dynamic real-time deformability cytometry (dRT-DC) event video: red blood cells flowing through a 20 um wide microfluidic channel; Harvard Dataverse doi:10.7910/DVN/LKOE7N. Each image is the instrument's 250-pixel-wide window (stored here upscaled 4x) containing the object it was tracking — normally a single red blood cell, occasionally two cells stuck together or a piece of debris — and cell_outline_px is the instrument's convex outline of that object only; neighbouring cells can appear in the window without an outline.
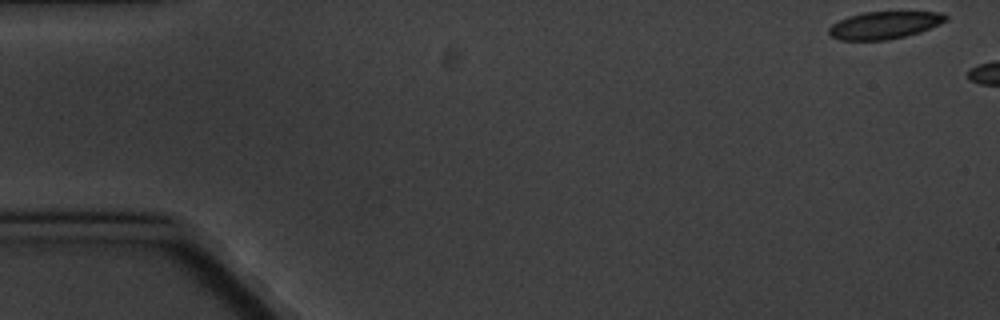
{"species": "common noctule bat (a hibernating species)", "species_latin": "Nyctalus noctula", "temperature_condition": "cold", "stored_images_in_passage": 3, "camera_frame_rate_fps": 3000, "um_per_image_px": 0.085, "animal": {"sex": "male", "body_mass_g": 20.1, "forearm_length_mm": 53.5}, "frame": {"image": 1, "passage_image": 1, "time_ms": 0.0, "image_size_px": [1000, 320], "cell_outline_px": [[948, 20], [940, 24], [920, 32], [888, 40], [840, 40], [832, 36], [828, 32], [828, 28], [832, 24], [848, 16], [864, 12], [940, 12], [948, 16]], "centroid_in_image_um": [75.18, 2.14], "position_along_channel_um": 9.8, "area_um2": 18.61}}